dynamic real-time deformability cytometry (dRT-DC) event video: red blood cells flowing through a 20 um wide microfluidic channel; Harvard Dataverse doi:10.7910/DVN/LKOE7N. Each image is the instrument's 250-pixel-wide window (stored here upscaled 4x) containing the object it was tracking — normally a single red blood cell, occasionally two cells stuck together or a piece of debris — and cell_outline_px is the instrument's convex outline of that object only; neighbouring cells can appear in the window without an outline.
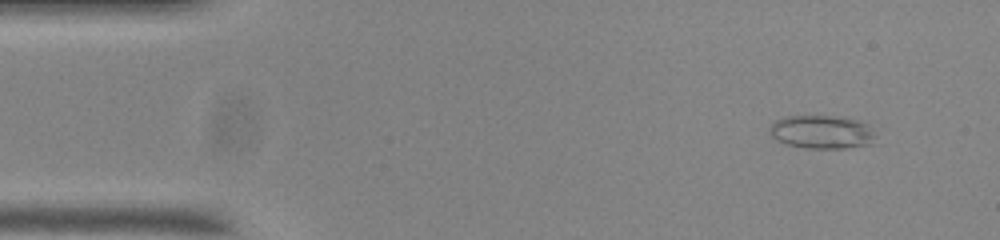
{"species": "common noctule bat (a hibernating species)", "species_latin": "Nyctalus noctula", "temperature_condition": "room temperature", "stored_images_in_passage": 51, "camera_frame_rate_fps": 3000, "um_per_image_px": 0.085, "animal": {"sex": "male", "body_mass_g": 20.0, "forearm_length_mm": 53.3}, "frame": {"image": 1, "passage_image": 1, "time_ms": 0.0, "image_size_px": [1000, 240], "cell_outline_px": [[876, 136], [872, 144], [844, 148], [804, 148], [788, 144], [776, 140], [772, 136], [768, 128], [776, 120], [788, 116], [828, 116], [856, 120], [868, 124]], "centroid_in_image_um": [69.85, 11.23], "position_along_channel_um": 15.1, "area_um2": 20.46}}
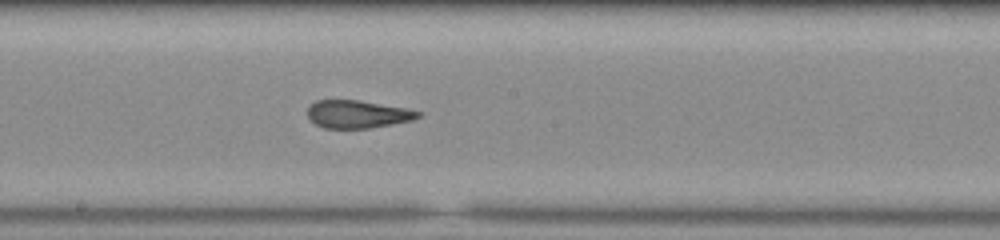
{"frame": {"image": 2, "passage_image": 25, "time_ms": 8.0, "image_size_px": [1000, 240], "cell_outline_px": [[420, 116], [412, 120], [372, 128], [324, 128], [308, 120], [308, 108], [316, 100], [356, 100], [404, 108], [420, 112]], "centroid_in_image_um": [30.34, 9.71], "position_along_channel_um": 217.9, "area_um2": 17.69}}
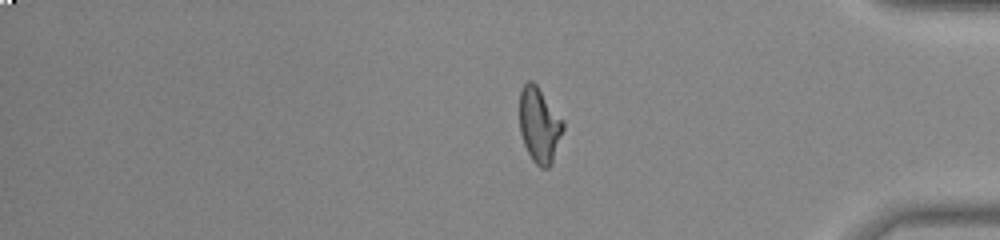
{"frame": {"image": 3, "passage_image": 41, "time_ms": 13.333, "image_size_px": [1000, 240], "cell_outline_px": [[564, 128], [552, 160], [548, 168], [540, 168], [532, 160], [524, 144], [520, 132], [520, 88], [528, 80], [532, 80], [536, 84], [564, 120]], "centroid_in_image_um": [45.84, 10.6], "position_along_channel_um": 389.4, "area_um2": 19.02}, "authors_computed_cell_mechanics": {"area_um2": 18.785, "velocity_mm_per_s": 3.7253, "shape_relaxation_time_tau1_ms": null, "shape_relaxation_time_tau2_ms": 1.877, "deformation_change_tau1": null, "deformation_change_tau2": 0.0927}}